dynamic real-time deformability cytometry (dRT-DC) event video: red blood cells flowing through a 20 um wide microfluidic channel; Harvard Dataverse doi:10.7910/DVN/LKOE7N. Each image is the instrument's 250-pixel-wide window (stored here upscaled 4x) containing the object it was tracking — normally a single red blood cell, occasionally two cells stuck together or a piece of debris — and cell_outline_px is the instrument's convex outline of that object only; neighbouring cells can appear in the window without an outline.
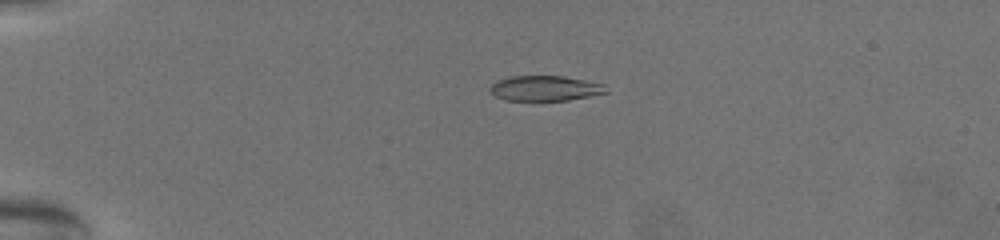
{"species": "common noctule bat (a hibernating species)", "species_latin": "Nyctalus noctula", "temperature_condition": "warm", "stored_images_in_passage": 69, "camera_frame_rate_fps": 3000, "um_per_image_px": 0.085, "animal": {"sex": "female", "body_mass_g": 19.5, "forearm_length_mm": 54.1}, "frame": {"image": 1, "passage_image": 18, "time_ms": 5.667, "image_size_px": [1000, 240], "cell_outline_px": [[608, 92], [568, 100], [504, 100], [496, 96], [488, 88], [496, 80], [508, 76], [564, 76], [604, 84]], "centroid_in_image_um": [46.29, 7.49], "position_along_channel_um": 38.7, "area_um2": 16.94}}
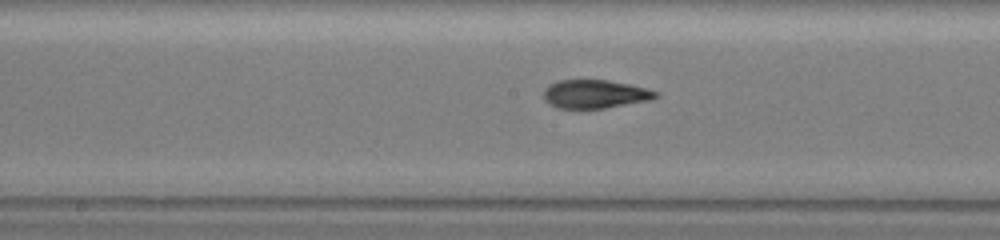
{"frame": {"image": 2, "passage_image": 39, "time_ms": 12.667, "image_size_px": [1000, 240], "cell_outline_px": [[660, 96], [652, 100], [604, 108], [556, 108], [548, 104], [544, 100], [544, 88], [548, 84], [560, 80], [608, 80], [628, 84], [660, 92]], "centroid_in_image_um": [50.57, 8.0], "position_along_channel_um": 197.6, "area_um2": 18.73}}
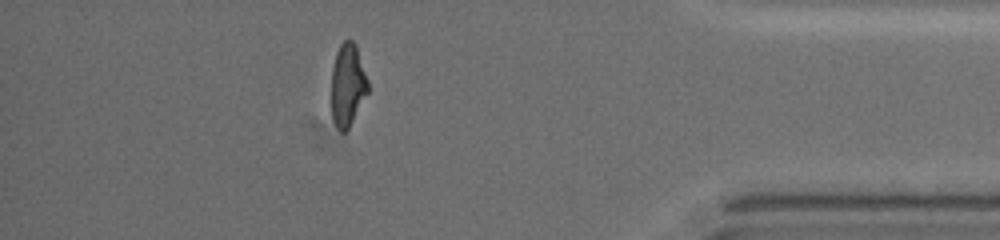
{"frame": {"image": 3, "passage_image": 62, "time_ms": 20.333, "image_size_px": [1000, 240], "cell_outline_px": [[368, 92], [348, 128], [344, 132], [340, 132], [336, 128], [332, 120], [332, 68], [336, 52], [340, 44], [344, 40], [352, 40], [356, 44], [368, 80]], "centroid_in_image_um": [29.54, 7.21], "position_along_channel_um": 405.7, "area_um2": 17.57}, "authors_computed_cell_mechanics": {"area_um2": 18.6116, "velocity_mm_per_s": 3.1327, "shape_relaxation_time_tau1_ms": 6.8315, "shape_relaxation_time_tau2_ms": 2.0319, "deformation_change_tau1": 0.2174, "deformation_change_tau2": 0.084}}